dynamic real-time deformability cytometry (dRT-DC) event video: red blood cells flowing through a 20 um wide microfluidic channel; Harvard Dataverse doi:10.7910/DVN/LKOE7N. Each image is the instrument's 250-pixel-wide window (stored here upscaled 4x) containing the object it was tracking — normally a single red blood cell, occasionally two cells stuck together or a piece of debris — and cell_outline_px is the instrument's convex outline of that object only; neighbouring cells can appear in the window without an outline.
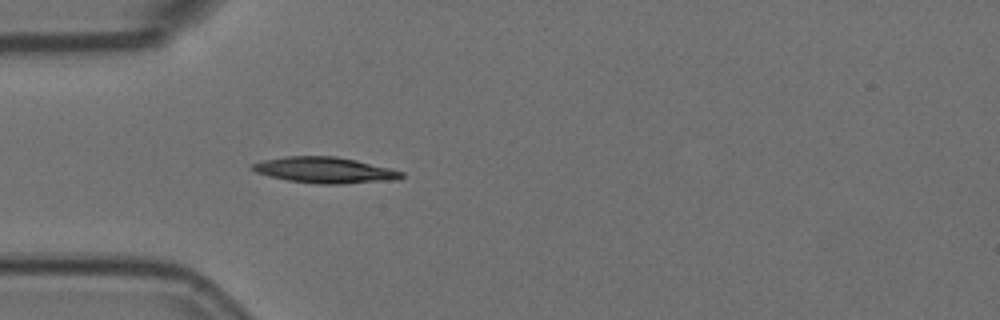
{"species": "Egyptian fruit bat (a non-hibernating species)", "species_latin": "Rousettus aegyptiacus", "temperature_condition": "room temperature", "stored_images_in_passage": 5, "camera_frame_rate_fps": 3000, "um_per_image_px": 0.085, "animal": {"sex": "female"}, "frame": {"image": 1, "passage_image": 5, "time_ms": 1.333, "image_size_px": [1000, 320], "cell_outline_px": [[404, 176], [400, 180], [340, 184], [316, 184], [288, 180], [268, 176], [256, 172], [248, 168], [252, 164], [264, 160], [284, 156], [336, 156], [356, 160], [404, 172]], "centroid_in_image_um": [27.61, 14.46], "position_along_channel_um": 57.4, "area_um2": 22.72}}